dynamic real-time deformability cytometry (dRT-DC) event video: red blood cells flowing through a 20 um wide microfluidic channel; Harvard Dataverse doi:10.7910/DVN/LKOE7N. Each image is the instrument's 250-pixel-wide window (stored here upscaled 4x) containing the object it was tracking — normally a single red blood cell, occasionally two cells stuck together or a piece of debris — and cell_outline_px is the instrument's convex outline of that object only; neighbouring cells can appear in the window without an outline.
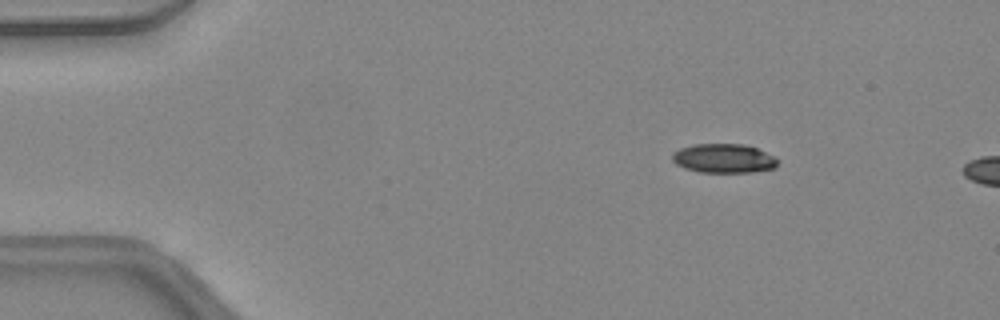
{"species": "common noctule bat (a hibernating species)", "species_latin": "Nyctalus noctula", "temperature_condition": "warm", "stored_images_in_passage": 11, "camera_frame_rate_fps": 3000, "um_per_image_px": 0.085, "animal": {"sex": "female", "body_mass_g": 24.6, "forearm_length_mm": 56.2}, "frame": {"image": 1, "passage_image": 8, "time_ms": 2.333, "image_size_px": [1000, 320], "cell_outline_px": [[776, 168], [752, 172], [700, 172], [684, 168], [676, 164], [672, 160], [672, 152], [680, 148], [696, 144], [744, 144], [756, 148], [776, 156]], "centroid_in_image_um": [61.51, 13.46], "position_along_channel_um": 23.5, "area_um2": 17.92}}